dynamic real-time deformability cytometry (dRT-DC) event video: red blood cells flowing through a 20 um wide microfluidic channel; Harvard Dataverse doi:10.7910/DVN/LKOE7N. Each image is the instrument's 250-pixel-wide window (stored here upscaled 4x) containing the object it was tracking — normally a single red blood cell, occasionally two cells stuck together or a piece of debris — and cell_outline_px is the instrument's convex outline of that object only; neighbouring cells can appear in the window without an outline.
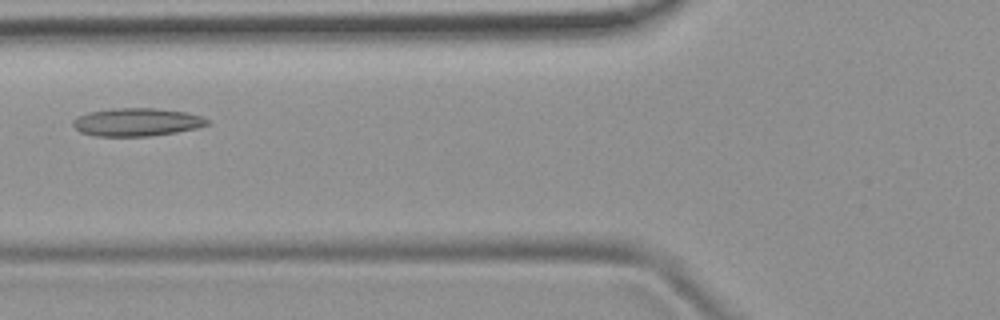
{"species": "common noctule bat (a hibernating species)", "species_latin": "Nyctalus noctula", "temperature_condition": "room temperature", "stored_images_in_passage": 5, "camera_frame_rate_fps": 3000, "um_per_image_px": 0.085, "animal": {"sex": "female", "body_mass_g": 19.9}, "frame": {"image": 1, "passage_image": 5, "time_ms": 4.333, "image_size_px": [1000, 320], "cell_outline_px": [[208, 124], [196, 128], [176, 132], [148, 136], [96, 136], [80, 132], [72, 124], [72, 120], [88, 112], [112, 108], [156, 108], [188, 112], [200, 116], [208, 120]], "centroid_in_image_um": [11.61, 10.37], "position_along_channel_um": 114.2, "area_um2": 21.85}}